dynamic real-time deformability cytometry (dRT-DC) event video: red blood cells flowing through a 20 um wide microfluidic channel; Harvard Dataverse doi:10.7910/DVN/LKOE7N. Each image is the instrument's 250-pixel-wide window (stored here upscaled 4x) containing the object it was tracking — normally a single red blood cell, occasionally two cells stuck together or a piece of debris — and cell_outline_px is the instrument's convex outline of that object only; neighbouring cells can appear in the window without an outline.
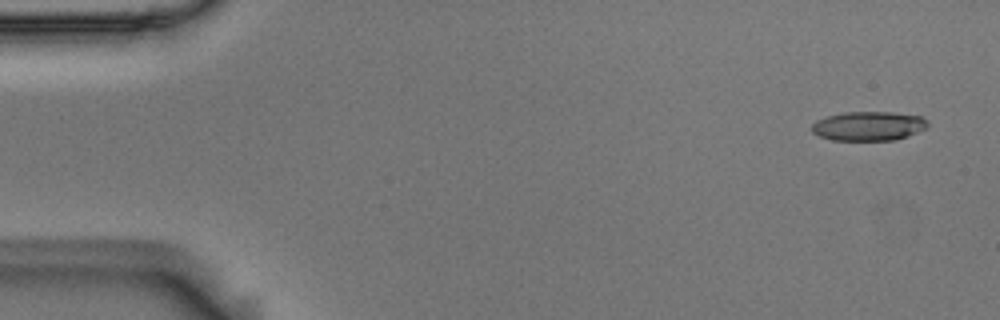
{"species": "Egyptian fruit bat (a non-hibernating species)", "species_latin": "Rousettus aegyptiacus", "temperature_condition": "room temperature", "stored_images_in_passage": 6, "camera_frame_rate_fps": 3000, "um_per_image_px": 0.085, "animal": {"sex": "male"}, "frame": {"image": 1, "passage_image": 1, "time_ms": 0.0, "image_size_px": [1000, 320], "cell_outline_px": [[928, 128], [908, 136], [896, 140], [832, 140], [820, 136], [812, 132], [812, 124], [816, 120], [828, 116], [844, 112], [892, 112], [920, 116], [928, 120]], "centroid_in_image_um": [73.86, 10.71], "position_along_channel_um": 11.1, "area_um2": 19.83}}
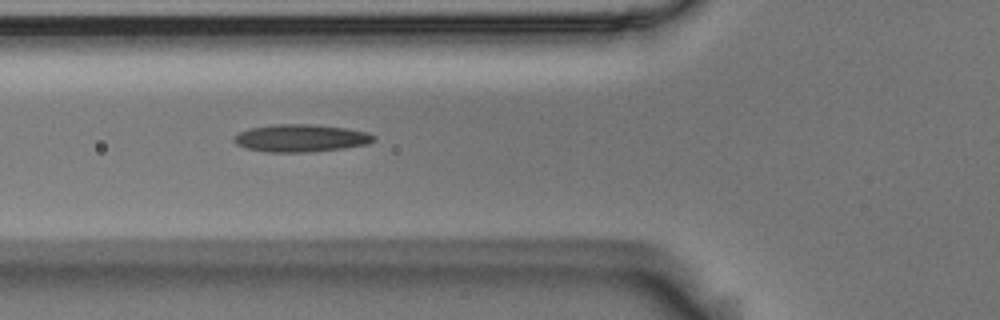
{"frame": {"image": 2, "passage_image": 6, "time_ms": 1.667, "image_size_px": [1000, 320], "cell_outline_px": [[376, 140], [368, 144], [344, 148], [308, 152], [268, 152], [248, 148], [236, 144], [232, 140], [232, 136], [248, 128], [276, 124], [312, 124], [348, 128], [368, 132], [376, 136]], "centroid_in_image_um": [25.59, 11.73], "position_along_channel_um": 100.2, "area_um2": 22.6}}